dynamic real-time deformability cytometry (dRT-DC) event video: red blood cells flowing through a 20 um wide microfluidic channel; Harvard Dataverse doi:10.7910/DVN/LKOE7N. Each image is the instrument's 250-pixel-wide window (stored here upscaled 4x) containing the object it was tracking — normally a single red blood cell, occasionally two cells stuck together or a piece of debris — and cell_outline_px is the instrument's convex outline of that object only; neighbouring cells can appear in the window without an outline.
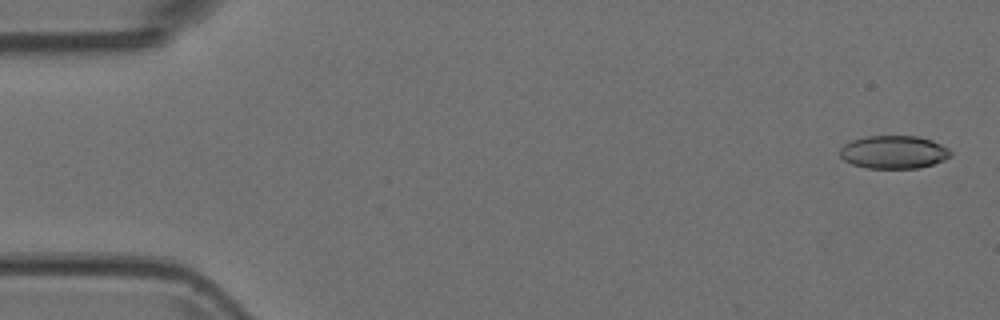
{"species": "Egyptian fruit bat (a non-hibernating species)", "species_latin": "Rousettus aegyptiacus", "temperature_condition": "room temperature", "stored_images_in_passage": 5, "camera_frame_rate_fps": 3000, "um_per_image_px": 0.085, "animal": {"sex": "female"}, "frame": {"image": 1, "passage_image": 1, "time_ms": 0.0, "image_size_px": [1000, 320], "cell_outline_px": [[952, 156], [944, 160], [920, 168], [868, 168], [852, 164], [844, 160], [840, 156], [840, 148], [844, 144], [852, 140], [868, 136], [920, 136], [932, 140], [948, 148], [952, 152]], "centroid_in_image_um": [75.98, 12.93], "position_along_channel_um": 9.0, "area_um2": 21.39}}
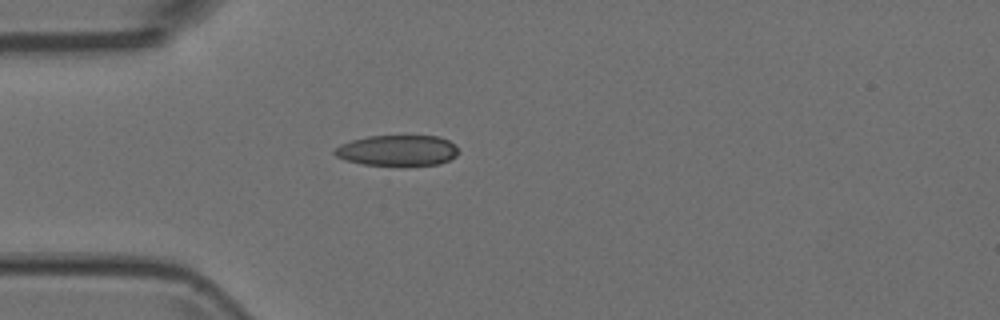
{"frame": {"image": 2, "passage_image": 5, "time_ms": 1.333, "image_size_px": [1000, 320], "cell_outline_px": [[460, 152], [456, 156], [440, 164], [404, 168], [400, 168], [364, 164], [344, 160], [336, 156], [332, 152], [340, 144], [352, 140], [368, 136], [440, 136], [456, 144]], "centroid_in_image_um": [33.82, 12.83], "position_along_channel_um": 51.2, "area_um2": 23.12}}